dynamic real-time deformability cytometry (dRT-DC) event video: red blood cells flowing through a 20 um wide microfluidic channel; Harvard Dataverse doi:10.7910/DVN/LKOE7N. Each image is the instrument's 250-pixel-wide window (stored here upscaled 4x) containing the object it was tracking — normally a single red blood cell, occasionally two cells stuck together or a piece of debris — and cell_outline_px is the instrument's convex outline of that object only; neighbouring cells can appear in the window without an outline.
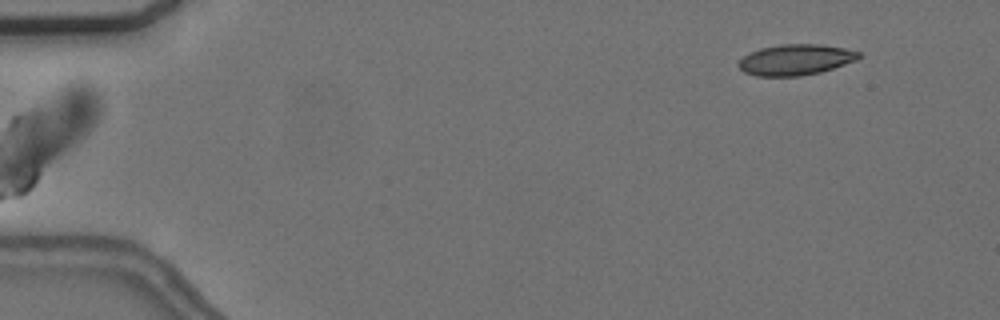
{"species": "common noctule bat (a hibernating species)", "species_latin": "Nyctalus noctula", "temperature_condition": "cold", "stored_images_in_passage": 5, "camera_frame_rate_fps": 3000, "um_per_image_px": 0.085, "animal": {"sex": "female", "body_mass_g": 24.6, "forearm_length_mm": 56.2}, "frame": {"image": 1, "passage_image": 2, "time_ms": 1.0, "image_size_px": [1000, 320], "cell_outline_px": [[860, 56], [856, 60], [820, 72], [800, 76], [756, 76], [744, 72], [736, 64], [744, 56], [760, 48], [780, 44], [820, 44], [844, 48], [860, 52]], "centroid_in_image_um": [67.6, 5.07], "position_along_channel_um": 17.4, "area_um2": 21.44}}